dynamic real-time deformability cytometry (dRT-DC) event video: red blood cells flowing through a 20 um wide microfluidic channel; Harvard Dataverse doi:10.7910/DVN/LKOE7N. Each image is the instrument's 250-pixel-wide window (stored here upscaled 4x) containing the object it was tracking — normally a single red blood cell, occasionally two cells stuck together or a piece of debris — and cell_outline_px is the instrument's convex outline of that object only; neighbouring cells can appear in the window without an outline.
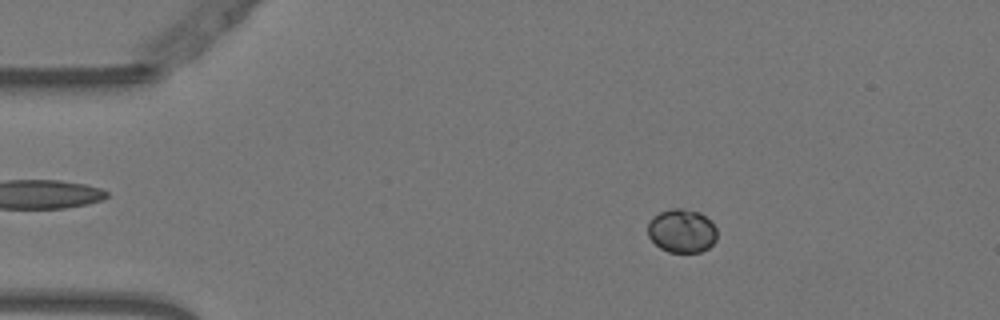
{"species": "Egyptian fruit bat (a non-hibernating species)", "species_latin": "Rousettus aegyptiacus", "temperature_condition": "warm", "stored_images_in_passage": 54, "camera_frame_rate_fps": 3000, "um_per_image_px": 0.085, "animal": {"sex": "female"}, "frame": {"image": 1, "passage_image": 9, "time_ms": 2.667, "image_size_px": [1000, 320], "cell_outline_px": [[716, 240], [708, 248], [700, 252], [668, 252], [660, 248], [648, 236], [648, 224], [652, 216], [660, 212], [672, 208], [680, 208], [700, 212], [712, 220], [716, 228]], "centroid_in_image_um": [57.96, 19.61], "position_along_channel_um": 27.0, "area_um2": 17.74}}
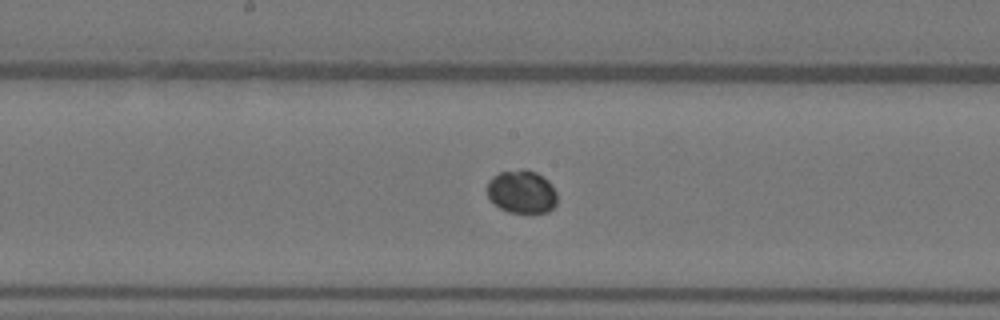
{"frame": {"image": 2, "passage_image": 28, "time_ms": 9.0, "image_size_px": [1000, 320], "cell_outline_px": [[556, 204], [548, 212], [508, 212], [500, 208], [488, 196], [488, 180], [492, 176], [500, 172], [520, 168], [524, 168], [536, 172], [544, 176], [552, 184], [556, 192]], "centroid_in_image_um": [44.36, 16.27], "position_along_channel_um": 203.8, "area_um2": 17.69}}
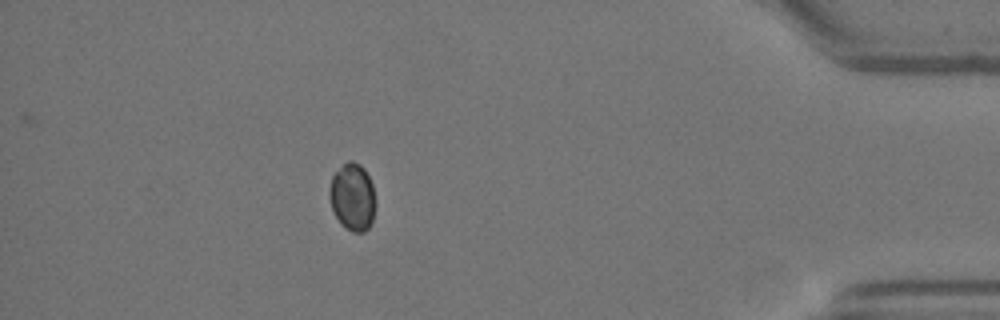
{"frame": {"image": 3, "passage_image": 48, "time_ms": 15.667, "image_size_px": [1000, 320], "cell_outline_px": [[372, 220], [368, 228], [364, 232], [352, 232], [344, 228], [340, 224], [332, 208], [328, 196], [328, 192], [332, 176], [348, 160], [352, 160], [360, 164], [364, 168], [372, 184]], "centroid_in_image_um": [29.91, 16.74], "position_along_channel_um": 405.3, "area_um2": 17.69}}